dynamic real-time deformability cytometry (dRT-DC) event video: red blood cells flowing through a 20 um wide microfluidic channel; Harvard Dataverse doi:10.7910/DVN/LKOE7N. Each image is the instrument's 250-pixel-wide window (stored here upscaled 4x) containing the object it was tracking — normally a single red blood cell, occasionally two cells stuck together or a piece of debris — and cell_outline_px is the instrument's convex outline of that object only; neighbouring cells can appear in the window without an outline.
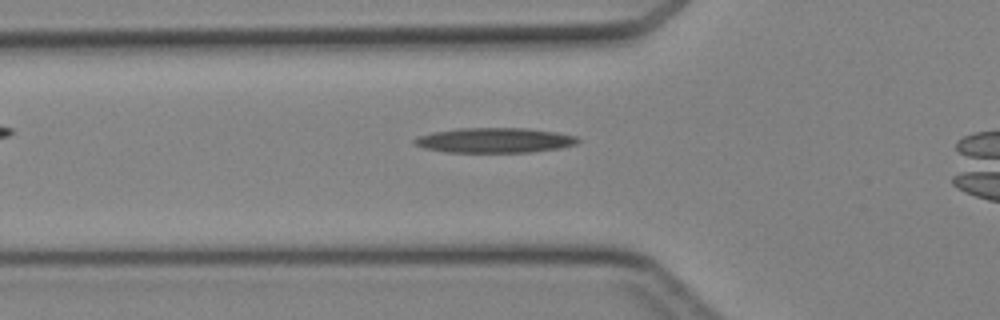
{"species": "Egyptian fruit bat (a non-hibernating species)", "species_latin": "Rousettus aegyptiacus", "temperature_condition": "cold", "stored_images_in_passage": 31, "camera_frame_rate_fps": 3000, "um_per_image_px": 0.085, "animal": {"sex": "female"}, "frame": {"image": 1, "passage_image": 7, "time_ms": 2.0, "image_size_px": [1000, 320], "cell_outline_px": [[580, 140], [576, 144], [560, 148], [532, 152], [444, 152], [424, 148], [416, 144], [412, 140], [420, 136], [432, 132], [456, 128], [528, 128], [556, 132], [576, 136]], "centroid_in_image_um": [42.05, 11.92], "position_along_channel_um": 83.7, "area_um2": 23.81}}
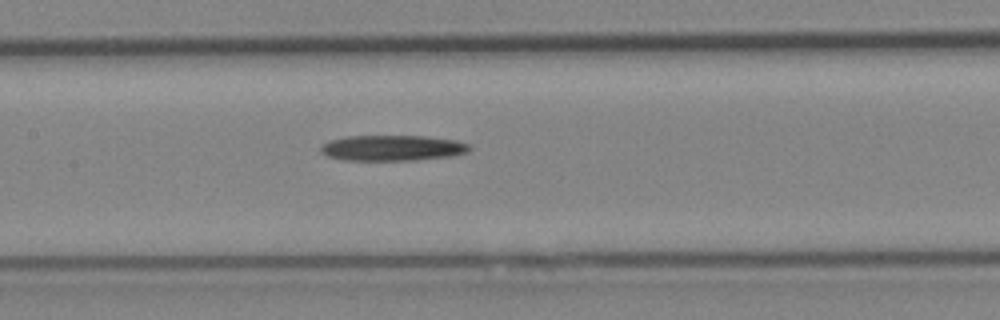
{"frame": {"image": 2, "passage_image": 13, "time_ms": 4.0, "image_size_px": [1000, 320], "cell_outline_px": [[472, 148], [468, 152], [452, 156], [412, 160], [344, 160], [328, 156], [320, 152], [320, 148], [324, 144], [332, 140], [344, 136], [424, 136], [456, 140], [472, 144]], "centroid_in_image_um": [33.41, 12.57], "position_along_channel_um": 174.0, "area_um2": 22.25}}
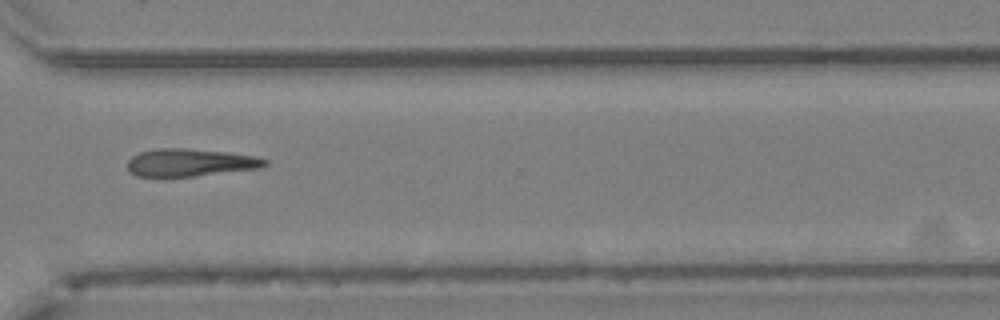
{"frame": {"image": 3, "passage_image": 25, "time_ms": 8.0, "image_size_px": [1000, 320], "cell_outline_px": [[268, 164], [260, 168], [192, 176], [136, 176], [128, 168], [128, 160], [132, 156], [140, 152], [156, 148], [184, 148], [224, 152], [256, 156], [268, 160]], "centroid_in_image_um": [16.17, 13.81], "position_along_channel_um": 354.4, "area_um2": 21.85}}